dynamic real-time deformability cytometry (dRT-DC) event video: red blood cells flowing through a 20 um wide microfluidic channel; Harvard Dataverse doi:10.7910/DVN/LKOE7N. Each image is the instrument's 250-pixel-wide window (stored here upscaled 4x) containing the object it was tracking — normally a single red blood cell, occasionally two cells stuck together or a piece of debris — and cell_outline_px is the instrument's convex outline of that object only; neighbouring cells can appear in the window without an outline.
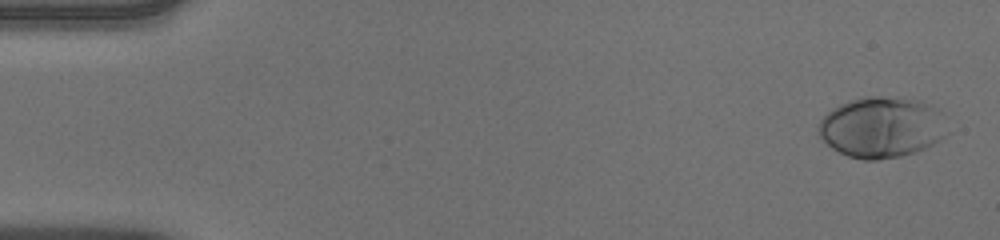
{"species": "human", "species_latin": "Homo sapiens", "temperature_condition": "warm", "stored_images_in_passage": 52, "camera_frame_rate_fps": 3000, "um_per_image_px": 0.085, "donor": {"sex": "male"}, "frame": {"image": 1, "passage_image": 2, "time_ms": 0.333, "image_size_px": [1000, 240], "cell_outline_px": [[952, 132], [940, 140], [916, 152], [900, 156], [876, 160], [864, 160], [848, 156], [832, 148], [820, 136], [820, 120], [832, 108], [840, 104], [852, 100], [868, 96], [880, 96], [920, 100], [928, 104]], "centroid_in_image_um": [74.95, 10.83], "position_along_channel_um": 10.1, "area_um2": 45.14}}
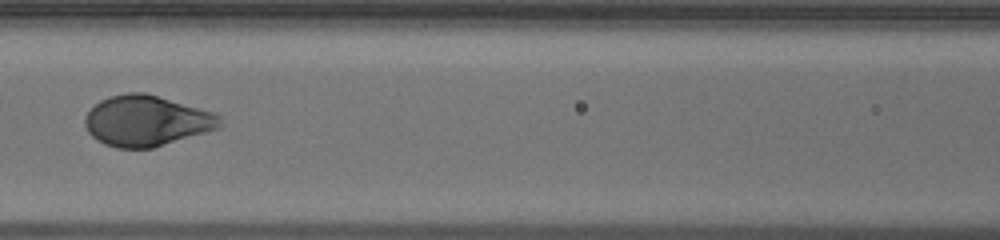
{"frame": {"image": 2, "passage_image": 24, "time_ms": 7.667, "image_size_px": [1000, 240], "cell_outline_px": [[220, 128], [152, 148], [116, 148], [104, 144], [96, 140], [88, 132], [84, 124], [84, 120], [88, 112], [100, 100], [108, 96], [124, 92], [144, 92], [216, 112], [220, 116]], "centroid_in_image_um": [12.44, 10.26], "position_along_channel_um": 154.2, "area_um2": 40.0}}
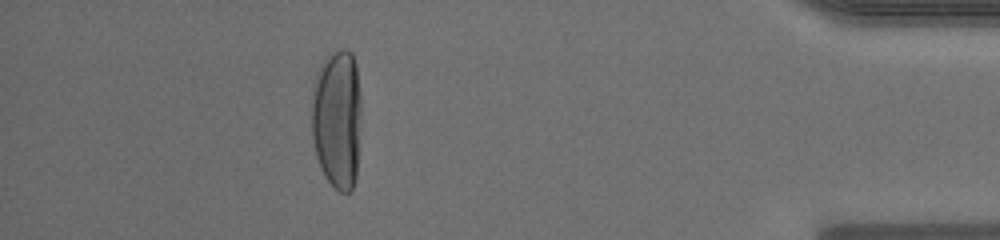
{"frame": {"image": 3, "passage_image": 47, "time_ms": 15.333, "image_size_px": [1000, 240], "cell_outline_px": [[360, 112], [356, 176], [352, 188], [348, 192], [340, 192], [324, 176], [320, 168], [316, 156], [312, 140], [312, 88], [316, 72], [320, 64], [328, 52], [340, 48], [348, 48], [352, 52], [356, 64], [360, 96]], "centroid_in_image_um": [28.63, 10.03], "position_along_channel_um": 406.6, "area_um2": 41.04}, "authors_computed_cell_mechanics": {"area_um2": 40.46, "velocity_mm_per_s": 3.9258, "shape_relaxation_time_tau1_ms": 3.5455, "shape_relaxation_time_tau2_ms": null, "deformation_change_tau1": 0.2367, "deformation_change_tau2": null}}